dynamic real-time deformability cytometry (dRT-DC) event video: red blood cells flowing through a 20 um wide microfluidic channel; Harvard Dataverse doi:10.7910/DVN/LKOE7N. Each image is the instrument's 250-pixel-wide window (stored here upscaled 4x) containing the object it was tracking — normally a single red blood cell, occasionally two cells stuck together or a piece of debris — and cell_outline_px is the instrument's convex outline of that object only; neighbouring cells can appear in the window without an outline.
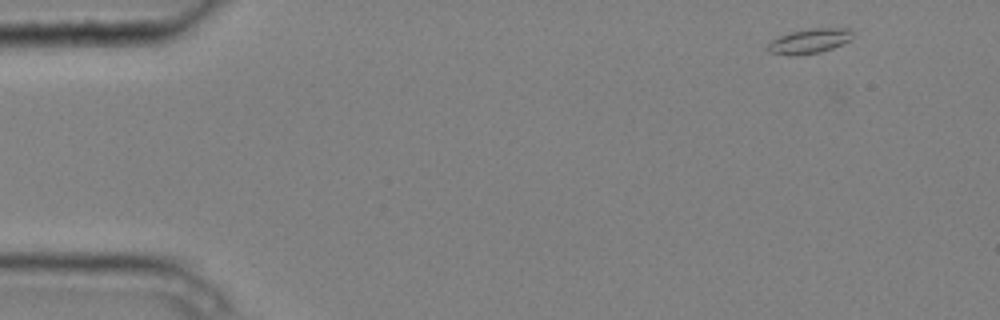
{"species": "common noctule bat (a hibernating species)", "species_latin": "Nyctalus noctula", "temperature_condition": "cold", "stored_images_in_passage": 4, "camera_frame_rate_fps": 3000, "um_per_image_px": 0.085, "animal": {"sex": "male", "body_mass_g": 20.4}, "frame": {"image": 1, "passage_image": 1, "time_ms": 0.0, "image_size_px": [1000, 320], "cell_outline_px": [[852, 40], [832, 48], [820, 52], [796, 56], [788, 56], [768, 52], [768, 44], [772, 40], [780, 36], [792, 32], [812, 28], [848, 28], [852, 32]], "centroid_in_image_um": [68.8, 3.51], "position_along_channel_um": 16.2, "area_um2": 12.25}}
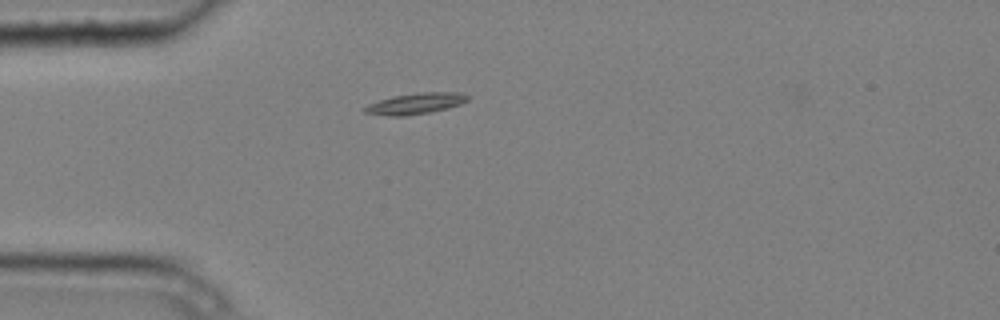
{"frame": {"image": 2, "passage_image": 4, "time_ms": 1.0, "image_size_px": [1000, 320], "cell_outline_px": [[468, 100], [460, 104], [448, 108], [408, 116], [388, 116], [364, 112], [360, 108], [368, 104], [392, 96], [420, 92], [460, 92], [468, 96]], "centroid_in_image_um": [35.28, 8.8], "position_along_channel_um": 49.7, "area_um2": 12.66}}